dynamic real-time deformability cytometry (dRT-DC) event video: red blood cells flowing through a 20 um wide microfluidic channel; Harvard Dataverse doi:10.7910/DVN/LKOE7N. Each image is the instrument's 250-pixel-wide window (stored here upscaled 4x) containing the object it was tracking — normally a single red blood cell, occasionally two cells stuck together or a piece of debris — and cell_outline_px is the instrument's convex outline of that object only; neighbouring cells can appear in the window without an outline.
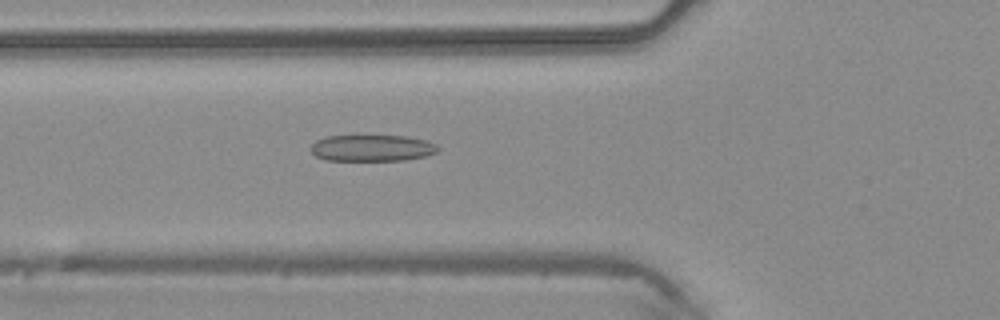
{"species": "common noctule bat (a hibernating species)", "species_latin": "Nyctalus noctula", "temperature_condition": "warm", "stored_images_in_passage": 45, "camera_frame_rate_fps": 3000, "um_per_image_px": 0.085, "animal": {"sex": "male", "body_mass_g": 20.4}, "frame": {"image": 1, "passage_image": 16, "time_ms": 5.0, "image_size_px": [1000, 320], "cell_outline_px": [[440, 148], [436, 152], [424, 156], [404, 160], [328, 160], [316, 156], [308, 148], [316, 140], [328, 136], [408, 136], [428, 140], [436, 144]], "centroid_in_image_um": [31.63, 12.57], "position_along_channel_um": 94.2, "area_um2": 19.59}}
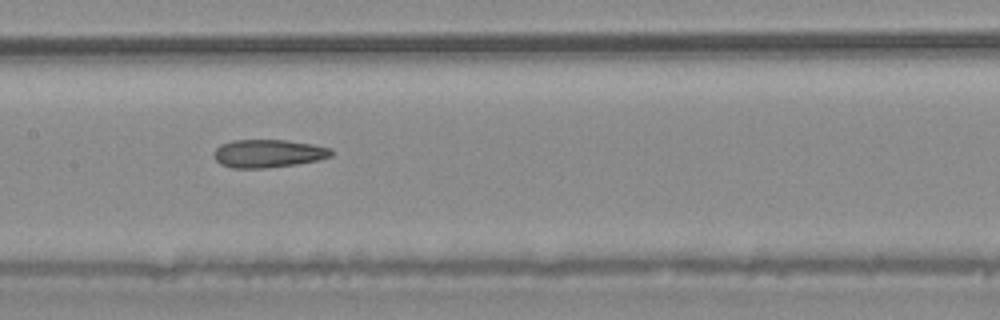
{"frame": {"image": 2, "passage_image": 22, "time_ms": 7.0, "image_size_px": [1000, 320], "cell_outline_px": [[332, 156], [316, 160], [296, 164], [264, 168], [232, 168], [220, 164], [216, 160], [216, 148], [220, 144], [232, 140], [284, 140], [312, 144], [332, 148]], "centroid_in_image_um": [22.8, 13.04], "position_along_channel_um": 184.6, "area_um2": 19.02}}
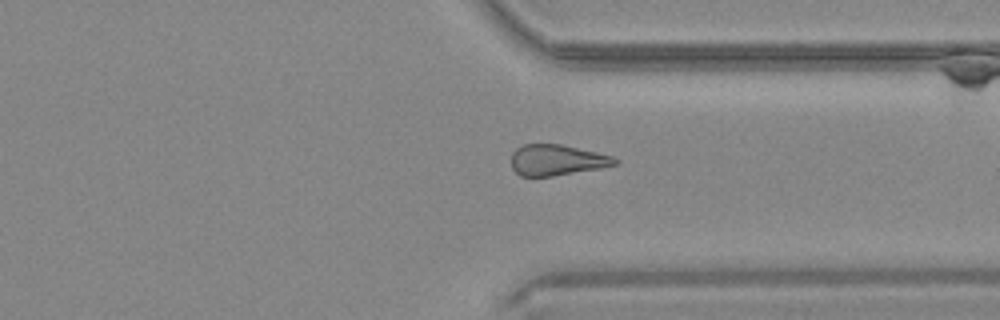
{"frame": {"image": 3, "passage_image": 34, "time_ms": 11.0, "image_size_px": [1000, 320], "cell_outline_px": [[620, 164], [600, 168], [552, 176], [520, 176], [512, 168], [512, 152], [516, 148], [524, 144], [560, 144], [596, 152], [612, 156], [620, 160]], "centroid_in_image_um": [47.35, 13.6], "position_along_channel_um": 364.1, "area_um2": 18.61}}